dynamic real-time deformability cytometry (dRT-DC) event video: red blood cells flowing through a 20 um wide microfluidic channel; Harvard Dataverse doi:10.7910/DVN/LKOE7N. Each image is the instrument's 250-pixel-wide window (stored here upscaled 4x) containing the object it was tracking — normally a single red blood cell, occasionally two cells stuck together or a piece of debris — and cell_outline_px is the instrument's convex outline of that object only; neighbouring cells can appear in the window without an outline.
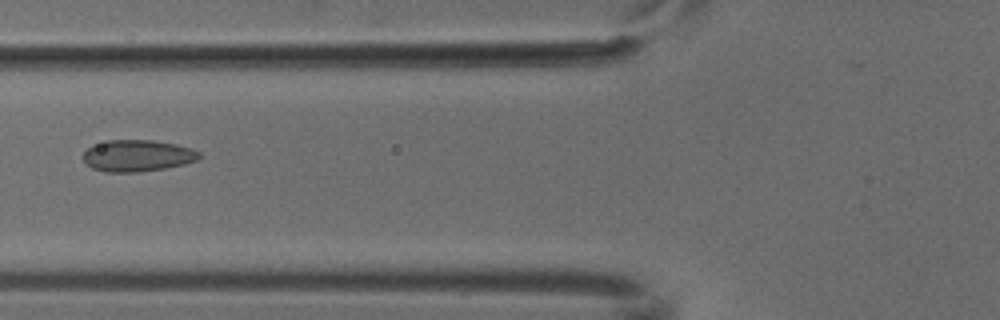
{"species": "common noctule bat (a hibernating species)", "species_latin": "Nyctalus noctula", "temperature_condition": "cold", "stored_images_in_passage": 7, "camera_frame_rate_fps": 3000, "um_per_image_px": 0.085, "animal": {"sex": "male", "body_mass_g": 18.8}, "frame": {"image": 1, "passage_image": 6, "time_ms": 1.667, "image_size_px": [1000, 320], "cell_outline_px": [[200, 156], [196, 160], [184, 164], [164, 168], [136, 172], [104, 172], [92, 168], [84, 160], [84, 152], [88, 148], [108, 140], [152, 140], [176, 144], [192, 148], [200, 152]], "centroid_in_image_um": [11.7, 13.23], "position_along_channel_um": 114.1, "area_um2": 21.15}}
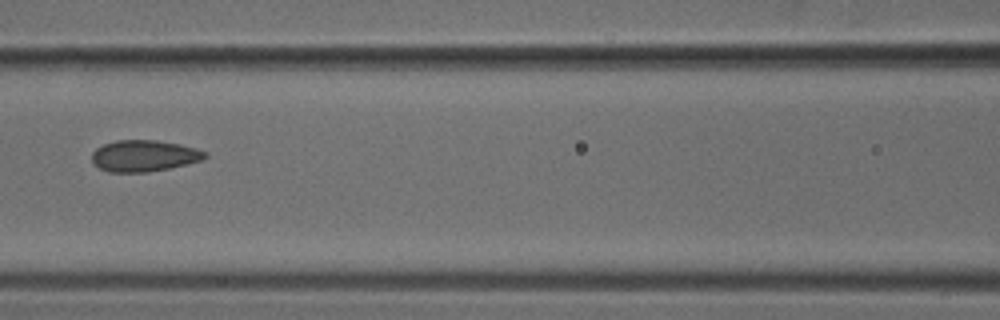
{"frame": {"image": 2, "passage_image": 7, "time_ms": 2.0, "image_size_px": [1000, 320], "cell_outline_px": [[208, 156], [200, 160], [168, 168], [148, 172], [108, 172], [92, 164], [92, 152], [96, 148], [104, 144], [116, 140], [156, 140], [180, 144], [196, 148], [208, 152]], "centroid_in_image_um": [12.22, 13.24], "position_along_channel_um": 154.4, "area_um2": 20.69}}